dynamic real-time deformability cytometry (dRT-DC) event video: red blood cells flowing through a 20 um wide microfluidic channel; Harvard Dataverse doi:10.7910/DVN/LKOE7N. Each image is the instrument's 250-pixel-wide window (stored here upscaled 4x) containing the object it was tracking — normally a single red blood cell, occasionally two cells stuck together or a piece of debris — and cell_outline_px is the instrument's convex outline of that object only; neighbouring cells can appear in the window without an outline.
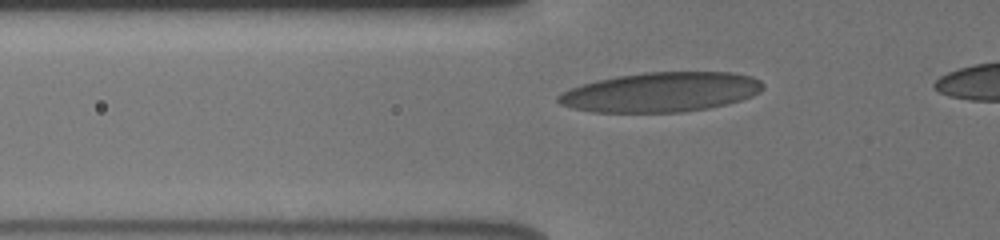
{"species": "human", "species_latin": "Homo sapiens", "temperature_condition": "cold", "stored_images_in_passage": 41, "camera_frame_rate_fps": 3000, "um_per_image_px": 0.085, "donor": {"sex": "male"}, "frame": {"image": 1, "passage_image": 12, "time_ms": 3.667, "image_size_px": [1000, 240], "cell_outline_px": [[764, 88], [760, 92], [752, 96], [740, 100], [708, 108], [684, 112], [592, 112], [572, 108], [560, 104], [556, 100], [556, 96], [560, 92], [568, 88], [580, 84], [596, 80], [616, 76], [644, 72], [732, 72], [752, 76], [760, 80], [764, 84]], "centroid_in_image_um": [56.14, 7.82], "position_along_channel_um": 69.7, "area_um2": 47.69}}
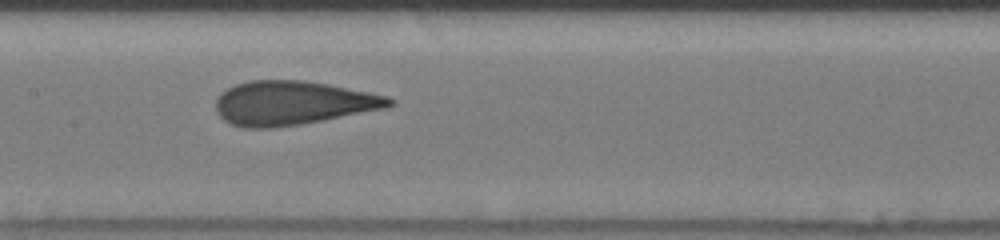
{"frame": {"image": 2, "passage_image": 21, "time_ms": 6.667, "image_size_px": [1000, 240], "cell_outline_px": [[396, 104], [388, 108], [300, 124], [272, 128], [244, 128], [232, 124], [224, 120], [216, 112], [216, 96], [220, 92], [236, 84], [248, 80], [304, 80], [328, 84], [388, 96], [396, 100]], "centroid_in_image_um": [24.88, 8.75], "position_along_channel_um": 182.5, "area_um2": 44.68}}
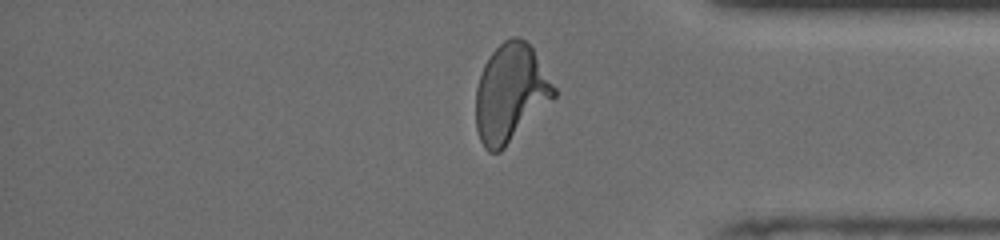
{"frame": {"image": 3, "passage_image": 38, "time_ms": 12.333, "image_size_px": [1000, 240], "cell_outline_px": [[556, 96], [500, 152], [488, 152], [484, 148], [480, 140], [476, 128], [476, 88], [484, 64], [492, 52], [504, 40], [512, 36], [520, 36], [532, 48], [556, 88]], "centroid_in_image_um": [43.38, 7.91], "position_along_channel_um": 391.8, "area_um2": 44.27}}